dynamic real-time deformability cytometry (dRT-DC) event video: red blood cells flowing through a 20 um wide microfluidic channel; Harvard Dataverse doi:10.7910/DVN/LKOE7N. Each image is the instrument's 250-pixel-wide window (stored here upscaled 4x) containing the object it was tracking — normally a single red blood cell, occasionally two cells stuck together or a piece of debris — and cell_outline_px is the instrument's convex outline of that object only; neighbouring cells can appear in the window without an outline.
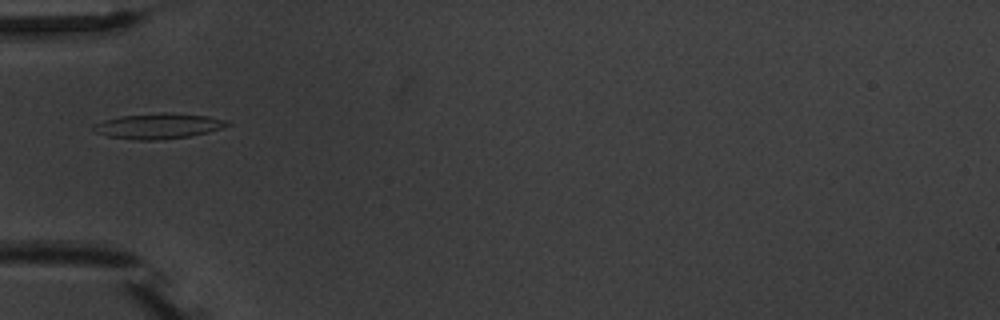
{"species": "common noctule bat (a hibernating species)", "species_latin": "Nyctalus noctula", "temperature_condition": "warm", "stored_images_in_passage": 8, "camera_frame_rate_fps": 3000, "um_per_image_px": 0.085, "animal": {"sex": "male", "body_mass_g": 20.1, "forearm_length_mm": 53.5}, "frame": {"image": 1, "passage_image": 6, "time_ms": 5.667, "image_size_px": [1000, 320], "cell_outline_px": [[232, 124], [208, 132], [192, 136], [156, 140], [136, 140], [108, 136], [92, 132], [92, 128], [96, 124], [104, 120], [120, 116], [160, 112], [172, 112], [208, 116], [228, 120]], "centroid_in_image_um": [13.47, 10.7], "position_along_channel_um": 71.5, "area_um2": 20.0}}
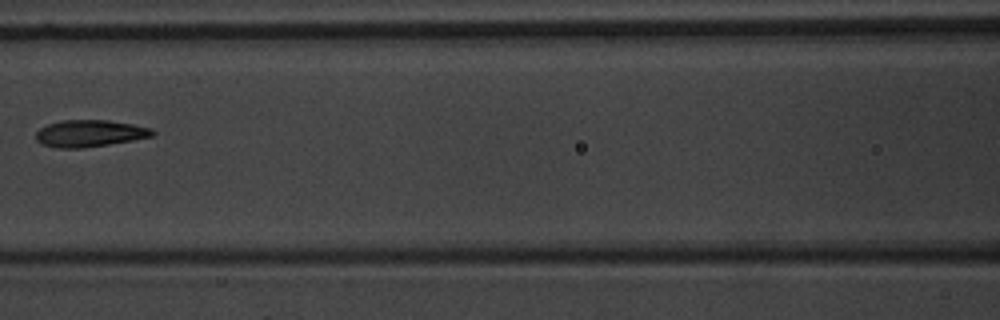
{"frame": {"image": 2, "passage_image": 8, "time_ms": 8.0, "image_size_px": [1000, 320], "cell_outline_px": [[156, 132], [152, 136], [132, 140], [84, 148], [56, 148], [40, 144], [36, 140], [36, 132], [40, 128], [48, 124], [64, 120], [108, 120], [132, 124], [152, 128]], "centroid_in_image_um": [7.6, 11.34], "position_along_channel_um": 159.0, "area_um2": 18.26}}